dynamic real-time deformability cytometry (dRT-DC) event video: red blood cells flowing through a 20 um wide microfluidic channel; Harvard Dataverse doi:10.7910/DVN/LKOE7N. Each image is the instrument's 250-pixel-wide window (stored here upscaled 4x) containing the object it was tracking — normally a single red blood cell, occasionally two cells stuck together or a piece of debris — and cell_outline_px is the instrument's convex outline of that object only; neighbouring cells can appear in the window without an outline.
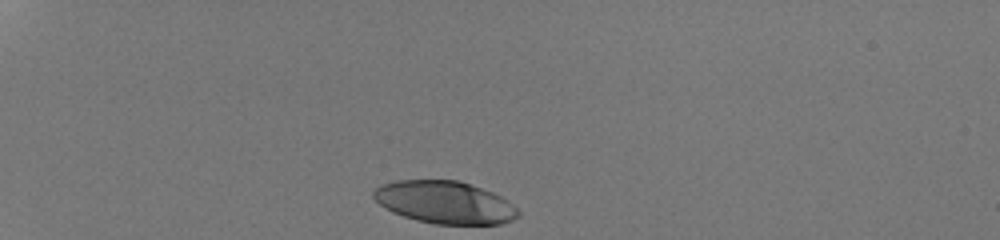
{"species": "human", "species_latin": "Homo sapiens", "temperature_condition": "room temperature", "stored_images_in_passage": 31, "camera_frame_rate_fps": 3000, "um_per_image_px": 0.085, "donor": {"sex": "male"}, "frame": {"image": 1, "passage_image": 1, "time_ms": 0.0, "image_size_px": [1000, 240], "cell_outline_px": [[520, 216], [512, 220], [500, 224], [436, 224], [416, 220], [392, 212], [380, 204], [372, 196], [372, 192], [380, 184], [396, 180], [460, 180], [492, 192], [500, 196], [512, 204], [520, 212]], "centroid_in_image_um": [37.8, 17.19], "position_along_channel_um": 47.2, "area_um2": 35.84}}
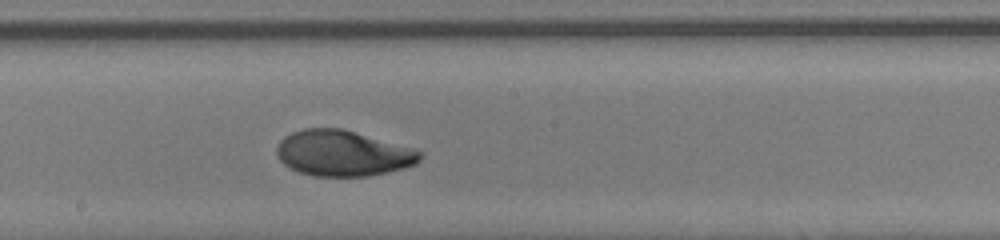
{"frame": {"image": 2, "passage_image": 18, "time_ms": 5.667, "image_size_px": [1000, 240], "cell_outline_px": [[420, 160], [416, 164], [404, 168], [368, 176], [312, 176], [300, 172], [284, 164], [276, 156], [276, 148], [280, 140], [284, 136], [292, 132], [304, 128], [340, 128], [416, 148], [420, 152]], "centroid_in_image_um": [29.13, 13.02], "position_along_channel_um": 219.1, "area_um2": 38.21}}
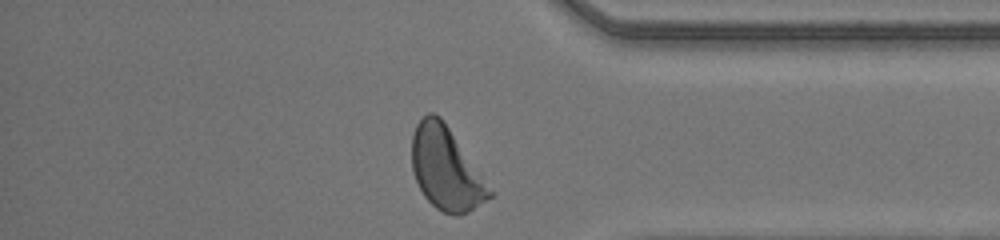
{"frame": {"image": 3, "passage_image": 31, "time_ms": 10.0, "image_size_px": [1000, 240], "cell_outline_px": [[496, 192], [492, 196], [468, 212], [460, 216], [456, 216], [444, 212], [436, 208], [424, 196], [416, 180], [412, 168], [412, 136], [416, 124], [428, 112], [432, 112], [440, 116]], "centroid_in_image_um": [37.94, 14.34], "position_along_channel_um": 397.3, "area_um2": 37.57}, "authors_computed_cell_mechanics": {"area_um2": 37.9168, "velocity_mm_per_s": 4.231, "shape_relaxation_time_tau1_ms": 3.3678, "shape_relaxation_time_tau2_ms": null, "deformation_change_tau1": 0.2098, "deformation_change_tau2": null}}